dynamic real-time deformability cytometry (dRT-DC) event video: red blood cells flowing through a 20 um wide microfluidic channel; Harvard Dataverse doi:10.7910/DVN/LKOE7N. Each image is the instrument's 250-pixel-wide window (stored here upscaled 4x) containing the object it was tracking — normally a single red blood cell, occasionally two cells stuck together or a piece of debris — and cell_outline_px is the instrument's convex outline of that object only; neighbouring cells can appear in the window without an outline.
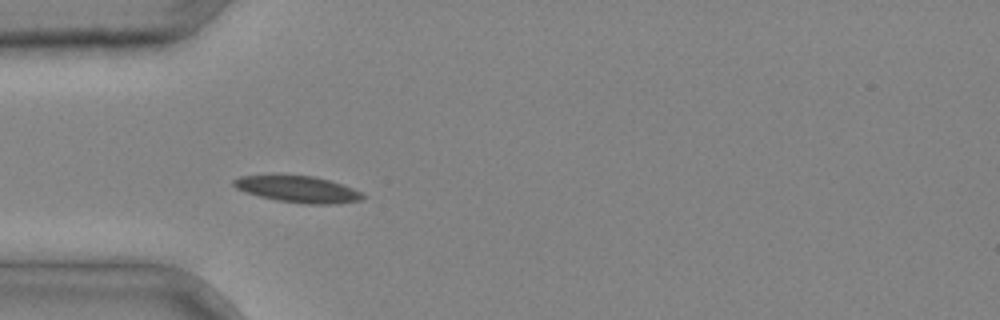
{"species": "common noctule bat (a hibernating species)", "species_latin": "Nyctalus noctula", "temperature_condition": "cold", "stored_images_in_passage": 3, "camera_frame_rate_fps": 3000, "um_per_image_px": 0.085, "animal": {"sex": "male", "body_mass_g": 20.4}, "frame": {"image": 1, "passage_image": 3, "time_ms": 0.667, "image_size_px": [1000, 320], "cell_outline_px": [[368, 196], [360, 200], [336, 204], [304, 204], [276, 200], [244, 192], [236, 188], [232, 184], [232, 180], [240, 176], [276, 172], [312, 176], [328, 180], [352, 188]], "centroid_in_image_um": [25.23, 16.04], "position_along_channel_um": 59.8, "area_um2": 20.69}}